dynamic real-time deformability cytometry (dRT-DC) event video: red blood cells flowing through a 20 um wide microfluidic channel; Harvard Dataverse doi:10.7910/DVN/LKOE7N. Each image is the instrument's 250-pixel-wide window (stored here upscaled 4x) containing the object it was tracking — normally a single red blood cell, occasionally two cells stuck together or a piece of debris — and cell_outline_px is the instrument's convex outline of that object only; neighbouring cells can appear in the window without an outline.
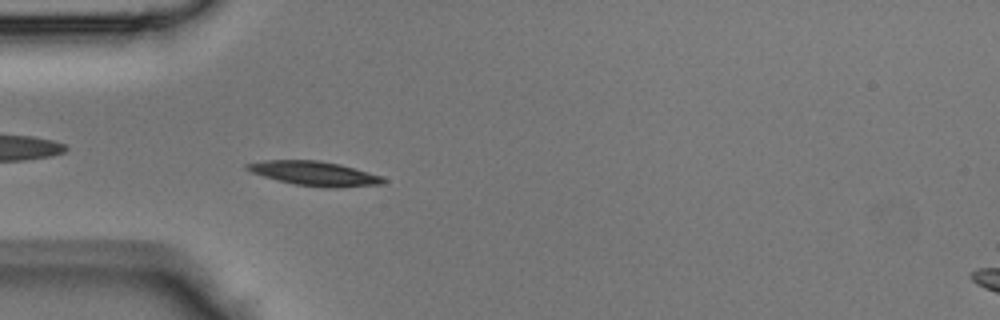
{"species": "Egyptian fruit bat (a non-hibernating species)", "species_latin": "Rousettus aegyptiacus", "temperature_condition": "room temperature", "stored_images_in_passage": 34, "camera_frame_rate_fps": 3000, "um_per_image_px": 0.085, "animal": {"sex": "male"}, "frame": {"image": 1, "passage_image": 8, "time_ms": 2.333, "image_size_px": [1000, 320], "cell_outline_px": [[388, 180], [384, 184], [336, 188], [324, 188], [296, 184], [264, 176], [252, 172], [244, 168], [244, 164], [264, 160], [316, 160], [340, 164], [368, 172], [380, 176]], "centroid_in_image_um": [26.75, 14.75], "position_along_channel_um": 58.2, "area_um2": 19.25}}
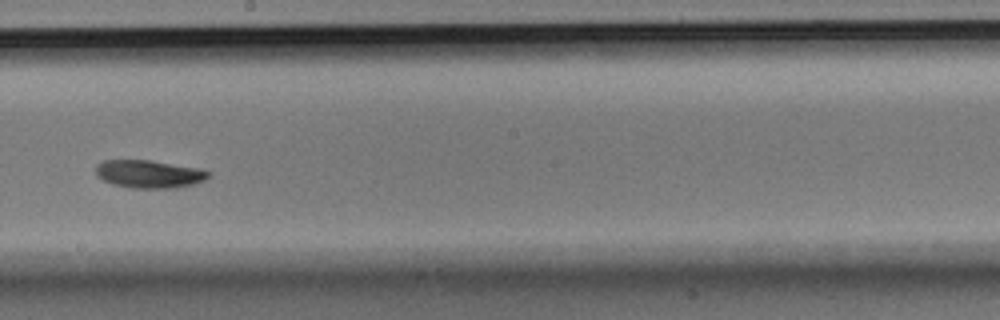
{"frame": {"image": 2, "passage_image": 20, "time_ms": 6.333, "image_size_px": [1000, 320], "cell_outline_px": [[208, 176], [204, 180], [192, 184], [176, 188], [132, 188], [112, 184], [96, 176], [96, 164], [104, 160], [148, 160], [200, 168], [208, 172]], "centroid_in_image_um": [12.63, 14.79], "position_along_channel_um": 235.6, "area_um2": 18.21}}
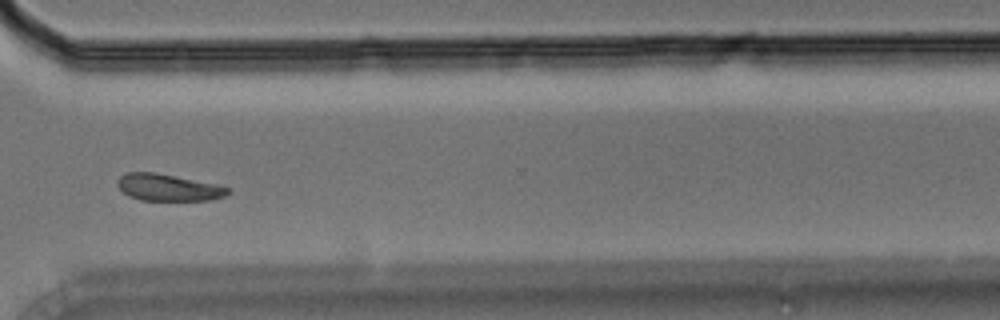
{"frame": {"image": 3, "passage_image": 28, "time_ms": 9.0, "image_size_px": [1000, 320], "cell_outline_px": [[228, 192], [224, 196], [212, 200], [140, 200], [128, 196], [116, 184], [116, 180], [120, 176], [128, 172], [152, 172], [216, 184], [228, 188]], "centroid_in_image_um": [14.24, 15.94], "position_along_channel_um": 356.4, "area_um2": 16.99}}